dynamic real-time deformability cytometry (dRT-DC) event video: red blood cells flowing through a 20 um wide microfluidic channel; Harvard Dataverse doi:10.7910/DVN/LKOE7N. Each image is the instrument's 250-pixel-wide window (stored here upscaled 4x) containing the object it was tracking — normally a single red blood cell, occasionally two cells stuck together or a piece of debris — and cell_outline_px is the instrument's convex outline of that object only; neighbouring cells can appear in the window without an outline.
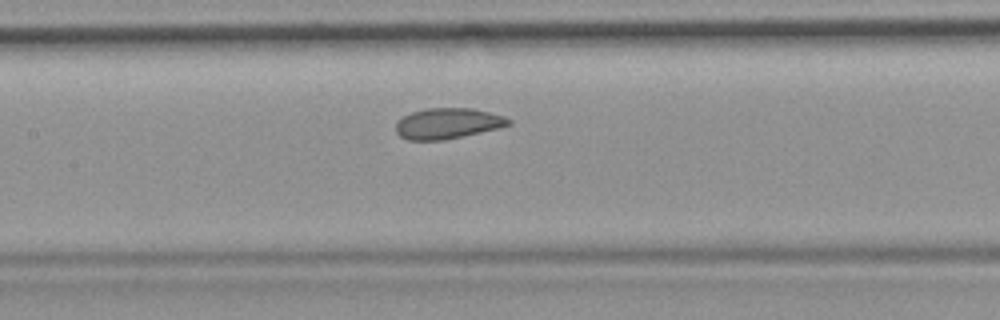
{"species": "common noctule bat (a hibernating species)", "species_latin": "Nyctalus noctula", "temperature_condition": "room temperature", "stored_images_in_passage": 31, "camera_frame_rate_fps": 3000, "um_per_image_px": 0.085, "animal": {"sex": "female", "body_mass_g": 19.9}, "frame": {"image": 1, "passage_image": 10, "time_ms": 3.0, "image_size_px": [1000, 320], "cell_outline_px": [[512, 124], [500, 128], [444, 140], [408, 140], [400, 136], [396, 132], [396, 120], [412, 112], [424, 108], [472, 108], [504, 116], [512, 120]], "centroid_in_image_um": [38.05, 10.49], "position_along_channel_um": 169.3, "area_um2": 20.29}, "authors_computed_cell_mechanics": {"area_um2": 20.2878, "velocity_mm_per_s": 3.8663, "shape_relaxation_time_tau1_ms": 5.6442, "shape_relaxation_time_tau2_ms": 1.8133, "deformation_change_tau1": 0.0852, "deformation_change_tau2": 0.0647}}